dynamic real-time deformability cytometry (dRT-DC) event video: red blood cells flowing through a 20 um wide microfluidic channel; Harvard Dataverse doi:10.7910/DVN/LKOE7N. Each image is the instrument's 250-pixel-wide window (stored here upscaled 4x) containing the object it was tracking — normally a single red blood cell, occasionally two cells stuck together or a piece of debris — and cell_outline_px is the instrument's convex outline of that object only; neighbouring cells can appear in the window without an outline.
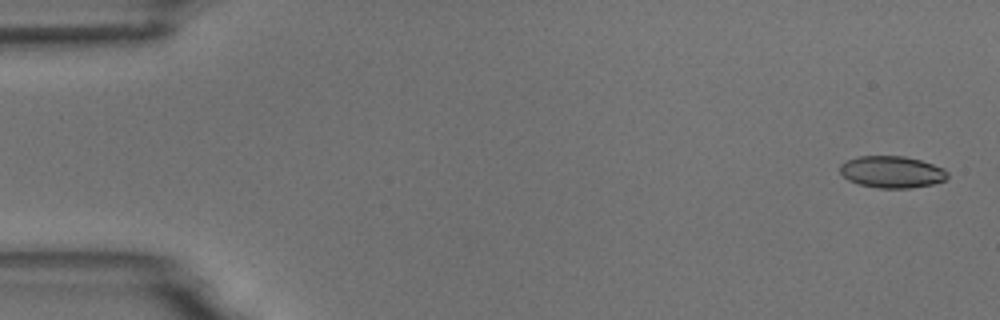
{"species": "common noctule bat (a hibernating species)", "species_latin": "Nyctalus noctula", "temperature_condition": "room temperature", "stored_images_in_passage": 5, "segment_of_instrument_passage": [1, 2], "camera_frame_rate_fps": 3000, "um_per_image_px": 0.085, "animal": {"sex": "male", "body_mass_g": 18.8}, "frame": {"image": 1, "passage_image": 1, "time_ms": 0.0, "image_size_px": [1000, 320], "cell_outline_px": [[948, 176], [944, 180], [932, 184], [908, 188], [880, 188], [860, 184], [848, 180], [840, 172], [840, 164], [848, 160], [860, 156], [904, 156], [920, 160], [944, 168], [948, 172]], "centroid_in_image_um": [75.81, 14.61], "position_along_channel_um": 9.2, "area_um2": 19.77}}
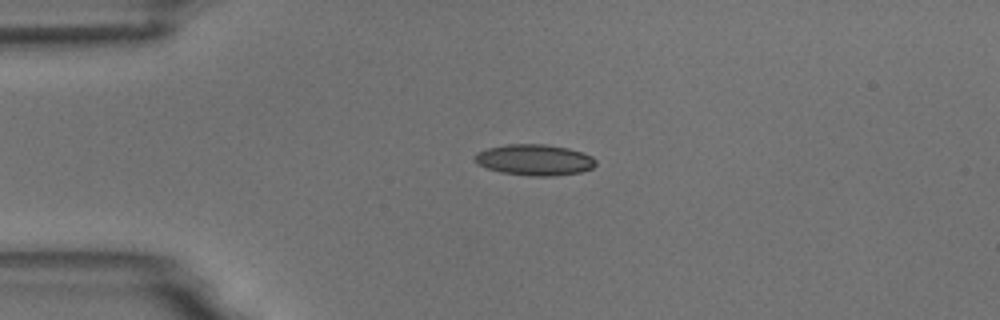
{"frame": {"image": 2, "passage_image": 4, "time_ms": 3.667, "image_size_px": [1000, 320], "cell_outline_px": [[596, 164], [592, 168], [580, 172], [556, 176], [528, 176], [500, 172], [476, 164], [476, 152], [488, 148], [508, 144], [544, 144], [568, 148], [592, 156], [596, 160]], "centroid_in_image_um": [45.44, 13.6], "position_along_channel_um": 39.6, "area_um2": 21.85}}